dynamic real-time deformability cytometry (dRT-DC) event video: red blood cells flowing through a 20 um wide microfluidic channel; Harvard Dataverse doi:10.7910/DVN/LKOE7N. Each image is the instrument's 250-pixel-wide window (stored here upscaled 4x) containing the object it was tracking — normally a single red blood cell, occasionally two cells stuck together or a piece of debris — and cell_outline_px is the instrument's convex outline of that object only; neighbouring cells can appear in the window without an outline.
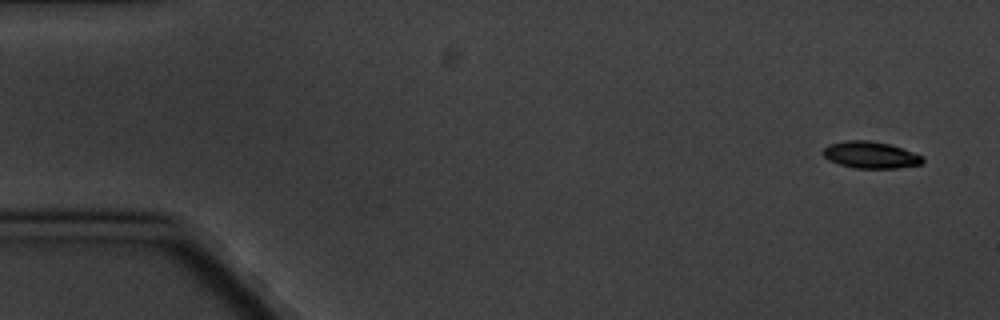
{"species": "common noctule bat (a hibernating species)", "species_latin": "Nyctalus noctula", "temperature_condition": "cold", "stored_images_in_passage": 4, "camera_frame_rate_fps": 3000, "um_per_image_px": 0.085, "animal": {"sex": "male", "body_mass_g": 20.1, "forearm_length_mm": 53.5}, "frame": {"image": 1, "passage_image": 1, "time_ms": 0.0, "image_size_px": [1000, 320], "cell_outline_px": [[924, 160], [920, 164], [896, 168], [856, 168], [840, 164], [828, 160], [820, 152], [828, 144], [844, 140], [868, 140], [888, 144], [924, 156]], "centroid_in_image_um": [73.95, 13.16], "position_along_channel_um": 11.1, "area_um2": 15.49}}
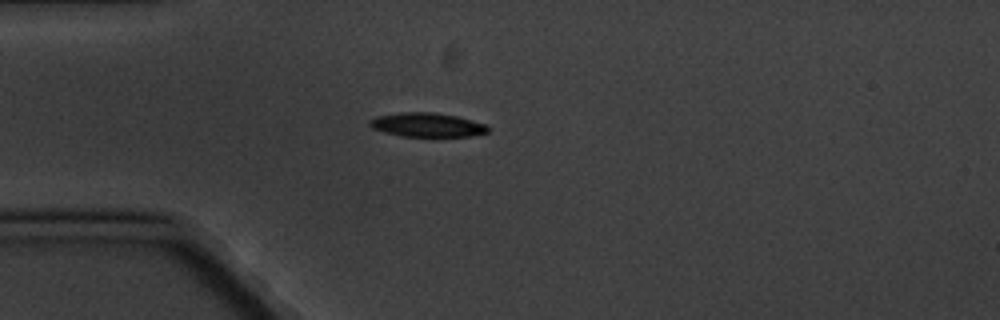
{"frame": {"image": 2, "passage_image": 4, "time_ms": 4.333, "image_size_px": [1000, 320], "cell_outline_px": [[488, 132], [468, 136], [400, 136], [372, 128], [368, 124], [368, 120], [376, 116], [400, 112], [432, 112], [456, 116], [484, 124], [488, 128]], "centroid_in_image_um": [36.23, 10.6], "position_along_channel_um": 48.8, "area_um2": 16.36}}